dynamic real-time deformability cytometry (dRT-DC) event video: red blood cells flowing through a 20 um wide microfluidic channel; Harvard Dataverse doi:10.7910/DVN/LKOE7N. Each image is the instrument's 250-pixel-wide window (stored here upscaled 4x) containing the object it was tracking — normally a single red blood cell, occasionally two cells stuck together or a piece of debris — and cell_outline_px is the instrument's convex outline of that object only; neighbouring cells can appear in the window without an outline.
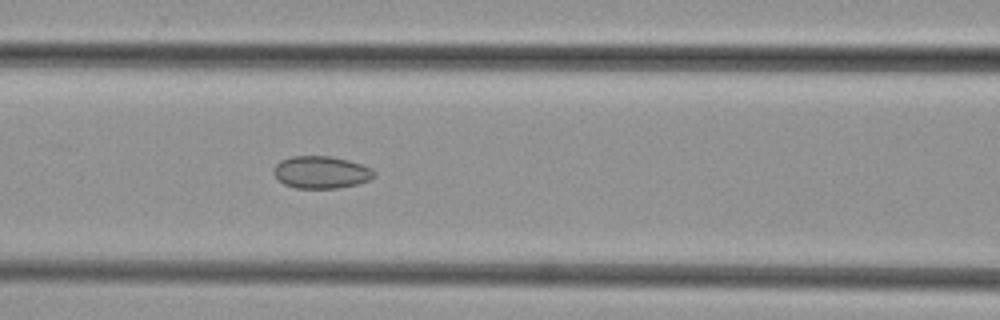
{"species": "common noctule bat (a hibernating species)", "species_latin": "Nyctalus noctula", "temperature_condition": "cold", "stored_images_in_passage": 39, "camera_frame_rate_fps": 3000, "um_per_image_px": 0.085, "animal": {"sex": "female", "body_mass_g": 29.2, "forearm_length_mm": 56.3}, "frame": {"image": 1, "passage_image": 20, "time_ms": 6.333, "image_size_px": [1000, 320], "cell_outline_px": [[376, 176], [368, 180], [356, 184], [336, 188], [296, 188], [284, 184], [272, 172], [272, 168], [280, 160], [292, 156], [332, 156], [348, 160], [372, 168], [376, 172]], "centroid_in_image_um": [27.29, 14.63], "position_along_channel_um": 139.3, "area_um2": 18.96}}
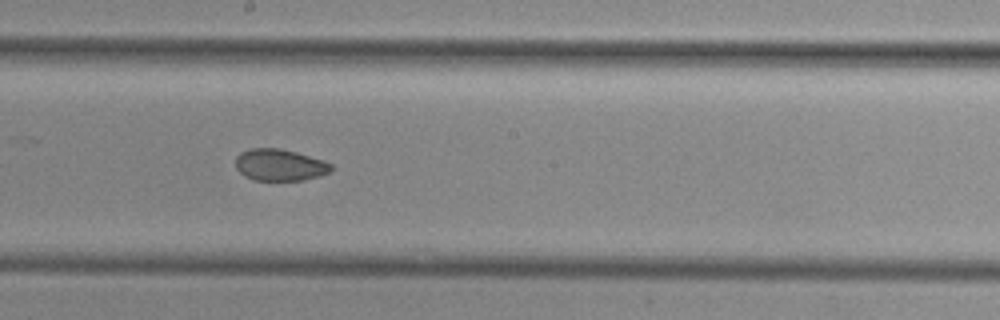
{"frame": {"image": 2, "passage_image": 26, "time_ms": 8.333, "image_size_px": [1000, 320], "cell_outline_px": [[332, 172], [320, 176], [304, 180], [256, 180], [244, 176], [236, 168], [236, 156], [240, 152], [252, 148], [280, 148], [296, 152], [324, 160], [332, 164]], "centroid_in_image_um": [23.8, 14.02], "position_along_channel_um": 224.4, "area_um2": 17.8}}
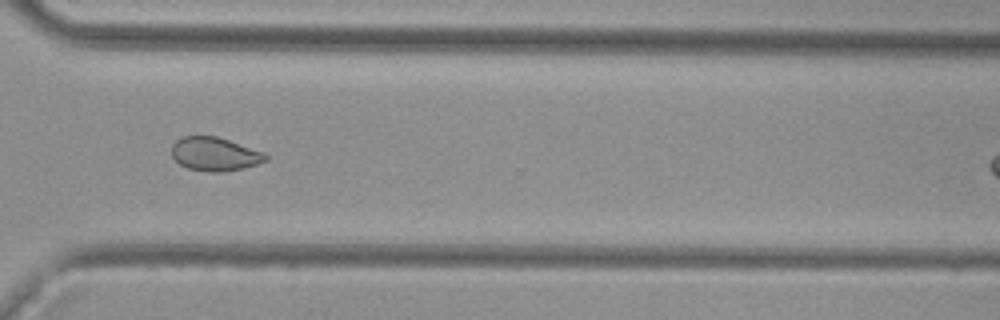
{"frame": {"image": 3, "passage_image": 35, "time_ms": 11.333, "image_size_px": [1000, 320], "cell_outline_px": [[268, 160], [244, 168], [224, 172], [208, 172], [188, 168], [180, 164], [172, 156], [172, 144], [176, 140], [184, 136], [216, 136], [264, 152], [268, 156]], "centroid_in_image_um": [18.26, 13.1], "position_along_channel_um": 352.3, "area_um2": 18.38}}